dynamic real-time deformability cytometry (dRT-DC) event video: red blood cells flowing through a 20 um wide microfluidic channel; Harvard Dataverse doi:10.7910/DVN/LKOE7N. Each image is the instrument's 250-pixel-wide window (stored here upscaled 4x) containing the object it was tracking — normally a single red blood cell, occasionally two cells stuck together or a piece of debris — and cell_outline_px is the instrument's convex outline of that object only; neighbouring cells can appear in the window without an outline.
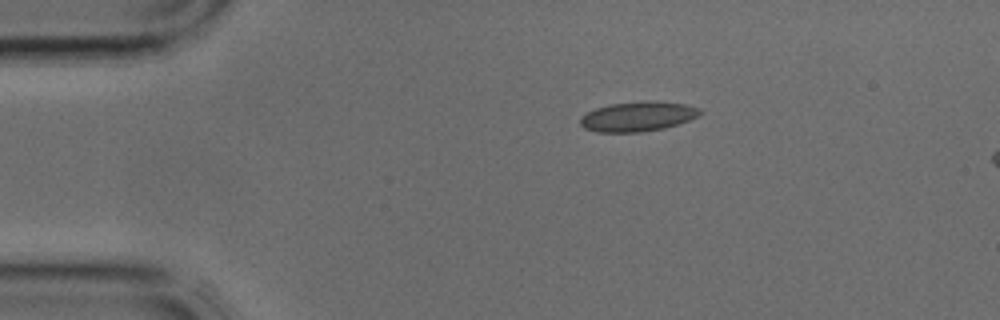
{"species": "common noctule bat (a hibernating species)", "species_latin": "Nyctalus noctula", "temperature_condition": "cold", "stored_images_in_passage": 3, "segment_of_instrument_passage": [1, 2], "camera_frame_rate_fps": 3000, "um_per_image_px": 0.085, "animal": {"sex": "male", "body_mass_g": 17.9, "forearm_length_mm": 54.2}, "frame": {"image": 1, "passage_image": 1, "time_ms": 0.0, "image_size_px": [1000, 320], "cell_outline_px": [[704, 112], [688, 120], [664, 128], [640, 132], [596, 132], [584, 128], [580, 124], [580, 116], [596, 108], [608, 104], [648, 100], [656, 100], [684, 104], [700, 108]], "centroid_in_image_um": [54.19, 9.89], "position_along_channel_um": 30.8, "area_um2": 20.87}}